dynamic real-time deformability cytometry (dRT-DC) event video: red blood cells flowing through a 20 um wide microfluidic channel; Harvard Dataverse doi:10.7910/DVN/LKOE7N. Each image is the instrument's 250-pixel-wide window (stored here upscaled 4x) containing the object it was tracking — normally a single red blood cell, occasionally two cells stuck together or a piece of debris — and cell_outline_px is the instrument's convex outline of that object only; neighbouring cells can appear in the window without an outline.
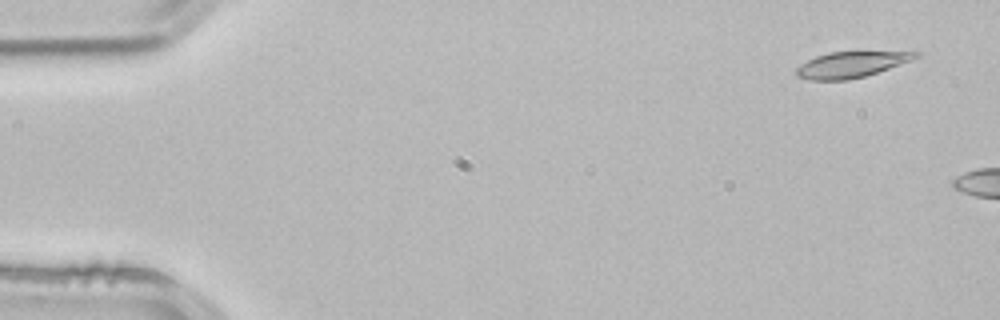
{"species": "common noctule bat (a hibernating species)", "species_latin": "Nyctalus noctula", "temperature_condition": "room temperature", "stored_images_in_passage": 2, "camera_frame_rate_fps": 3000, "um_per_image_px": 0.085, "animal": {"sex": "male", "body_mass_g": 21.5, "forearm_length_mm": 52.0}, "frame": {"image": 1, "passage_image": 1, "time_ms": 0.0, "image_size_px": [1000, 320], "cell_outline_px": [[920, 56], [888, 68], [864, 76], [848, 80], [812, 80], [796, 76], [796, 68], [800, 64], [816, 56], [828, 52], [916, 48], [920, 52]], "centroid_in_image_um": [72.5, 5.41], "position_along_channel_um": 12.5, "area_um2": 18.9}}